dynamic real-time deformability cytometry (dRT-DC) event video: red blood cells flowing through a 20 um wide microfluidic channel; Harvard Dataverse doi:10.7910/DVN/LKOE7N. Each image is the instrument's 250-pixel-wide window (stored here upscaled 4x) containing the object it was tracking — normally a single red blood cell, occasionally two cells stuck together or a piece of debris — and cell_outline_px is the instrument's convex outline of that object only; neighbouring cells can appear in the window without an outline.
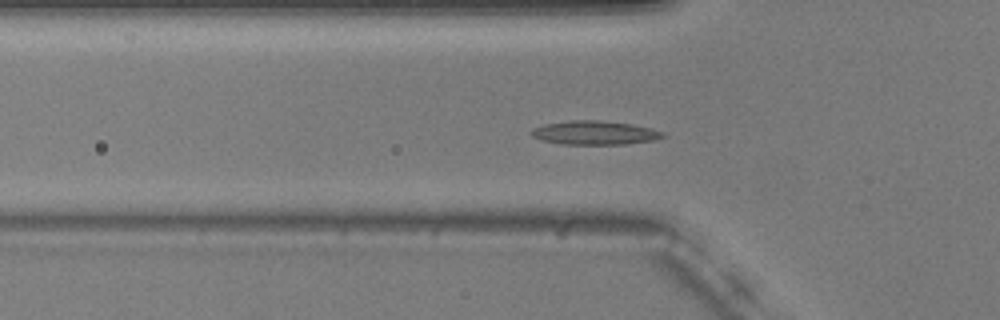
{"species": "common noctule bat (a hibernating species)", "species_latin": "Nyctalus noctula", "temperature_condition": "warm", "stored_images_in_passage": 56, "segment_of_instrument_passage": [1, 2], "camera_frame_rate_fps": 3000, "um_per_image_px": 0.085, "animal": {"sex": "male", "body_mass_g": 20.5, "forearm_length_mm": 52.5}, "frame": {"image": 1, "passage_image": 18, "time_ms": 5.667, "image_size_px": [1000, 320], "cell_outline_px": [[668, 136], [652, 140], [624, 144], [564, 144], [540, 140], [532, 136], [532, 128], [544, 124], [572, 120], [600, 120], [632, 124], [652, 128], [664, 132]], "centroid_in_image_um": [50.57, 11.28], "position_along_channel_um": 75.2, "area_um2": 18.26}}
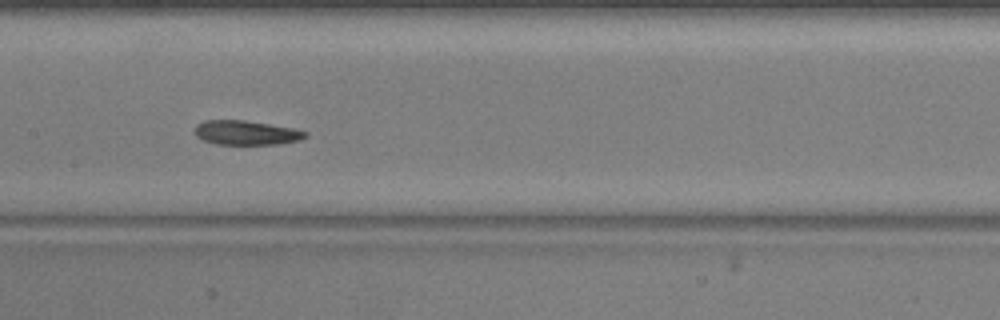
{"frame": {"image": 2, "passage_image": 27, "time_ms": 8.667, "image_size_px": [1000, 320], "cell_outline_px": [[308, 136], [300, 140], [280, 144], [216, 144], [204, 140], [196, 136], [196, 124], [204, 120], [244, 120], [292, 128], [308, 132]], "centroid_in_image_um": [20.94, 11.28], "position_along_channel_um": 186.5, "area_um2": 15.61}}
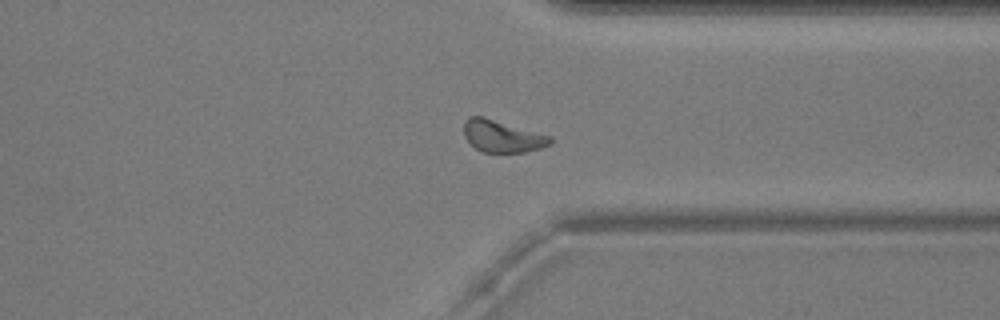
{"frame": {"image": 3, "passage_image": 42, "time_ms": 13.667, "image_size_px": [1000, 320], "cell_outline_px": [[552, 144], [540, 148], [524, 152], [484, 152], [476, 148], [464, 136], [464, 120], [468, 116], [484, 116], [552, 136]], "centroid_in_image_um": [42.7, 11.56], "position_along_channel_um": 368.7, "area_um2": 16.18}}